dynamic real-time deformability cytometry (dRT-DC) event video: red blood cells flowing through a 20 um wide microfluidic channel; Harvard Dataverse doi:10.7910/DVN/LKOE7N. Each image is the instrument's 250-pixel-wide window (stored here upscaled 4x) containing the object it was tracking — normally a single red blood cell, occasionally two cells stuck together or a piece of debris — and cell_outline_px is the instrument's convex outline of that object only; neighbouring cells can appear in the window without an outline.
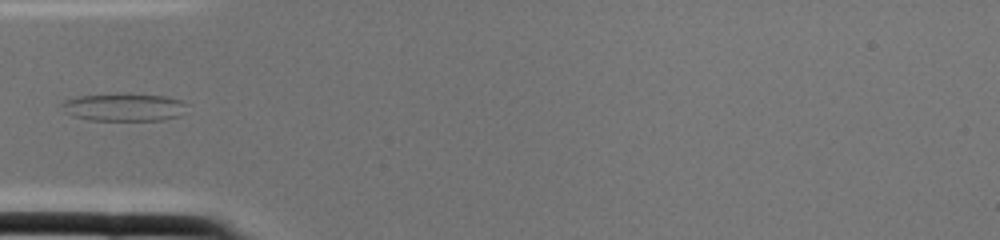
{"species": "common noctule bat (a hibernating species)", "species_latin": "Nyctalus noctula", "temperature_condition": "cold", "stored_images_in_passage": 2, "camera_frame_rate_fps": 3000, "um_per_image_px": 0.085, "animal": {"sex": "female", "body_mass_g": 22.0, "forearm_length_mm": 56.7}, "frame": {"image": 1, "passage_image": 2, "time_ms": 0.333, "image_size_px": [1000, 240], "cell_outline_px": [[188, 104], [180, 116], [164, 120], [88, 120], [72, 116], [64, 112], [60, 104], [64, 100], [76, 96], [124, 92], [164, 96], [180, 100]], "centroid_in_image_um": [10.5, 9.09], "position_along_channel_um": 74.5, "area_um2": 20.81}}